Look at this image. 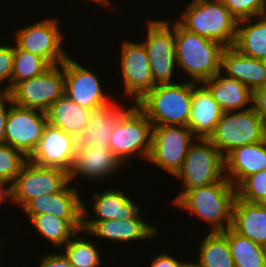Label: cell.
I'll return each instance as SVG.
<instances>
[{
    "label": "cell",
    "instance_id": "6da1fadb",
    "mask_svg": "<svg viewBox=\"0 0 266 267\" xmlns=\"http://www.w3.org/2000/svg\"><path fill=\"white\" fill-rule=\"evenodd\" d=\"M236 187L224 177L217 183L186 190L173 204L200 218L210 232H223L232 227Z\"/></svg>",
    "mask_w": 266,
    "mask_h": 267
},
{
    "label": "cell",
    "instance_id": "7a4b0ae2",
    "mask_svg": "<svg viewBox=\"0 0 266 267\" xmlns=\"http://www.w3.org/2000/svg\"><path fill=\"white\" fill-rule=\"evenodd\" d=\"M177 67L187 73L189 82L203 83L221 71V43L199 36L174 22Z\"/></svg>",
    "mask_w": 266,
    "mask_h": 267
},
{
    "label": "cell",
    "instance_id": "3957f363",
    "mask_svg": "<svg viewBox=\"0 0 266 267\" xmlns=\"http://www.w3.org/2000/svg\"><path fill=\"white\" fill-rule=\"evenodd\" d=\"M136 105L152 126H187L192 105V82L155 85Z\"/></svg>",
    "mask_w": 266,
    "mask_h": 267
},
{
    "label": "cell",
    "instance_id": "277c9868",
    "mask_svg": "<svg viewBox=\"0 0 266 267\" xmlns=\"http://www.w3.org/2000/svg\"><path fill=\"white\" fill-rule=\"evenodd\" d=\"M177 21L188 31L221 43L234 45L238 20L221 0H192Z\"/></svg>",
    "mask_w": 266,
    "mask_h": 267
},
{
    "label": "cell",
    "instance_id": "5b68a950",
    "mask_svg": "<svg viewBox=\"0 0 266 267\" xmlns=\"http://www.w3.org/2000/svg\"><path fill=\"white\" fill-rule=\"evenodd\" d=\"M152 128L146 114L134 104L116 124L109 148L129 168L132 166L129 160L135 155L147 161L151 151Z\"/></svg>",
    "mask_w": 266,
    "mask_h": 267
},
{
    "label": "cell",
    "instance_id": "8992f818",
    "mask_svg": "<svg viewBox=\"0 0 266 267\" xmlns=\"http://www.w3.org/2000/svg\"><path fill=\"white\" fill-rule=\"evenodd\" d=\"M182 181V191L217 183L225 177L224 157L208 138H197L190 146L181 169L174 176Z\"/></svg>",
    "mask_w": 266,
    "mask_h": 267
},
{
    "label": "cell",
    "instance_id": "52a82bcc",
    "mask_svg": "<svg viewBox=\"0 0 266 267\" xmlns=\"http://www.w3.org/2000/svg\"><path fill=\"white\" fill-rule=\"evenodd\" d=\"M265 138L266 128L252 107L223 112L208 137L223 157L237 147L256 144Z\"/></svg>",
    "mask_w": 266,
    "mask_h": 267
},
{
    "label": "cell",
    "instance_id": "ba28073f",
    "mask_svg": "<svg viewBox=\"0 0 266 267\" xmlns=\"http://www.w3.org/2000/svg\"><path fill=\"white\" fill-rule=\"evenodd\" d=\"M168 19L147 20L146 40L142 41L156 85L173 84L177 67L174 22ZM177 68V69H176ZM174 77V78H173Z\"/></svg>",
    "mask_w": 266,
    "mask_h": 267
},
{
    "label": "cell",
    "instance_id": "9c48e42d",
    "mask_svg": "<svg viewBox=\"0 0 266 267\" xmlns=\"http://www.w3.org/2000/svg\"><path fill=\"white\" fill-rule=\"evenodd\" d=\"M197 137L188 126H153L147 162L175 176Z\"/></svg>",
    "mask_w": 266,
    "mask_h": 267
},
{
    "label": "cell",
    "instance_id": "30bf717a",
    "mask_svg": "<svg viewBox=\"0 0 266 267\" xmlns=\"http://www.w3.org/2000/svg\"><path fill=\"white\" fill-rule=\"evenodd\" d=\"M16 30L13 34L14 43L45 59L51 66L62 64L69 55L64 49L65 33L60 30L56 17H46Z\"/></svg>",
    "mask_w": 266,
    "mask_h": 267
},
{
    "label": "cell",
    "instance_id": "8fae6325",
    "mask_svg": "<svg viewBox=\"0 0 266 267\" xmlns=\"http://www.w3.org/2000/svg\"><path fill=\"white\" fill-rule=\"evenodd\" d=\"M63 64L54 65L34 78L17 83L7 95L14 105L46 111L64 95Z\"/></svg>",
    "mask_w": 266,
    "mask_h": 267
},
{
    "label": "cell",
    "instance_id": "7c38bea8",
    "mask_svg": "<svg viewBox=\"0 0 266 267\" xmlns=\"http://www.w3.org/2000/svg\"><path fill=\"white\" fill-rule=\"evenodd\" d=\"M69 182V172L56 167H41L28 160L11 184V203L22 208L37 196L61 191Z\"/></svg>",
    "mask_w": 266,
    "mask_h": 267
},
{
    "label": "cell",
    "instance_id": "4fadbf2b",
    "mask_svg": "<svg viewBox=\"0 0 266 267\" xmlns=\"http://www.w3.org/2000/svg\"><path fill=\"white\" fill-rule=\"evenodd\" d=\"M120 47V74L124 85L123 96L136 104L156 84L150 69L146 49L142 42L123 40Z\"/></svg>",
    "mask_w": 266,
    "mask_h": 267
},
{
    "label": "cell",
    "instance_id": "5bb4252c",
    "mask_svg": "<svg viewBox=\"0 0 266 267\" xmlns=\"http://www.w3.org/2000/svg\"><path fill=\"white\" fill-rule=\"evenodd\" d=\"M62 64L65 78L64 95L71 101L94 111L113 100V96L103 90L97 72L80 65L70 56Z\"/></svg>",
    "mask_w": 266,
    "mask_h": 267
},
{
    "label": "cell",
    "instance_id": "9a60e30c",
    "mask_svg": "<svg viewBox=\"0 0 266 267\" xmlns=\"http://www.w3.org/2000/svg\"><path fill=\"white\" fill-rule=\"evenodd\" d=\"M46 125L47 116L44 111L12 104L6 121L5 144L29 158L35 151Z\"/></svg>",
    "mask_w": 266,
    "mask_h": 267
},
{
    "label": "cell",
    "instance_id": "2e32d148",
    "mask_svg": "<svg viewBox=\"0 0 266 267\" xmlns=\"http://www.w3.org/2000/svg\"><path fill=\"white\" fill-rule=\"evenodd\" d=\"M71 181L59 192L45 194L29 200L22 208V213L30 220L35 215L52 214L67 220L77 231H82L83 200L76 186Z\"/></svg>",
    "mask_w": 266,
    "mask_h": 267
},
{
    "label": "cell",
    "instance_id": "e0dca14e",
    "mask_svg": "<svg viewBox=\"0 0 266 267\" xmlns=\"http://www.w3.org/2000/svg\"><path fill=\"white\" fill-rule=\"evenodd\" d=\"M76 138L47 123L35 151L28 160L41 167H56L67 172L73 167Z\"/></svg>",
    "mask_w": 266,
    "mask_h": 267
},
{
    "label": "cell",
    "instance_id": "ac0fdd59",
    "mask_svg": "<svg viewBox=\"0 0 266 267\" xmlns=\"http://www.w3.org/2000/svg\"><path fill=\"white\" fill-rule=\"evenodd\" d=\"M82 230L87 237L110 242L130 243L153 239L158 234L156 226L142 219L141 212L131 219H112L98 222H82ZM88 234V235H87ZM120 241V242H119Z\"/></svg>",
    "mask_w": 266,
    "mask_h": 267
},
{
    "label": "cell",
    "instance_id": "d6986e66",
    "mask_svg": "<svg viewBox=\"0 0 266 267\" xmlns=\"http://www.w3.org/2000/svg\"><path fill=\"white\" fill-rule=\"evenodd\" d=\"M121 168L127 169V167H123V164L109 147L77 146L69 179L71 182H74L77 177L87 178L86 180L91 182L105 180L109 176H113L114 173L116 176V172Z\"/></svg>",
    "mask_w": 266,
    "mask_h": 267
},
{
    "label": "cell",
    "instance_id": "ffe728a7",
    "mask_svg": "<svg viewBox=\"0 0 266 267\" xmlns=\"http://www.w3.org/2000/svg\"><path fill=\"white\" fill-rule=\"evenodd\" d=\"M106 191L95 192L92 195L93 218H90L88 205L83 202L82 222H98L112 219H131L134 218L142 207L137 205L129 195L124 193L123 189H105ZM126 194V195H125ZM89 216V217H88ZM88 217V218H87Z\"/></svg>",
    "mask_w": 266,
    "mask_h": 267
},
{
    "label": "cell",
    "instance_id": "44dd1931",
    "mask_svg": "<svg viewBox=\"0 0 266 267\" xmlns=\"http://www.w3.org/2000/svg\"><path fill=\"white\" fill-rule=\"evenodd\" d=\"M118 101L113 99L107 105L93 111L87 126L76 137V146L109 147L116 124L132 107L131 103L129 107L123 105L122 101H119V103Z\"/></svg>",
    "mask_w": 266,
    "mask_h": 267
},
{
    "label": "cell",
    "instance_id": "7402d4cb",
    "mask_svg": "<svg viewBox=\"0 0 266 267\" xmlns=\"http://www.w3.org/2000/svg\"><path fill=\"white\" fill-rule=\"evenodd\" d=\"M220 72L238 80L252 92L266 84L265 60L243 55L233 46L224 48Z\"/></svg>",
    "mask_w": 266,
    "mask_h": 267
},
{
    "label": "cell",
    "instance_id": "603a6c76",
    "mask_svg": "<svg viewBox=\"0 0 266 267\" xmlns=\"http://www.w3.org/2000/svg\"><path fill=\"white\" fill-rule=\"evenodd\" d=\"M266 170V138L233 149L224 157V174L237 187L246 177Z\"/></svg>",
    "mask_w": 266,
    "mask_h": 267
},
{
    "label": "cell",
    "instance_id": "cb8c5ba5",
    "mask_svg": "<svg viewBox=\"0 0 266 267\" xmlns=\"http://www.w3.org/2000/svg\"><path fill=\"white\" fill-rule=\"evenodd\" d=\"M223 111L202 84L192 82V105L188 127L197 138H208L214 131Z\"/></svg>",
    "mask_w": 266,
    "mask_h": 267
},
{
    "label": "cell",
    "instance_id": "d4e9b609",
    "mask_svg": "<svg viewBox=\"0 0 266 267\" xmlns=\"http://www.w3.org/2000/svg\"><path fill=\"white\" fill-rule=\"evenodd\" d=\"M202 84L208 89L223 112L252 107V91L238 80L227 77L221 72Z\"/></svg>",
    "mask_w": 266,
    "mask_h": 267
},
{
    "label": "cell",
    "instance_id": "484cf974",
    "mask_svg": "<svg viewBox=\"0 0 266 267\" xmlns=\"http://www.w3.org/2000/svg\"><path fill=\"white\" fill-rule=\"evenodd\" d=\"M239 235L266 247V206L236 198L231 227Z\"/></svg>",
    "mask_w": 266,
    "mask_h": 267
},
{
    "label": "cell",
    "instance_id": "4316f807",
    "mask_svg": "<svg viewBox=\"0 0 266 267\" xmlns=\"http://www.w3.org/2000/svg\"><path fill=\"white\" fill-rule=\"evenodd\" d=\"M45 113L49 125L57 127L76 138L87 126L93 110L80 106L66 95H63Z\"/></svg>",
    "mask_w": 266,
    "mask_h": 267
},
{
    "label": "cell",
    "instance_id": "83f0119b",
    "mask_svg": "<svg viewBox=\"0 0 266 267\" xmlns=\"http://www.w3.org/2000/svg\"><path fill=\"white\" fill-rule=\"evenodd\" d=\"M233 47L243 55L265 60L266 15L239 20Z\"/></svg>",
    "mask_w": 266,
    "mask_h": 267
},
{
    "label": "cell",
    "instance_id": "f1b7e54d",
    "mask_svg": "<svg viewBox=\"0 0 266 267\" xmlns=\"http://www.w3.org/2000/svg\"><path fill=\"white\" fill-rule=\"evenodd\" d=\"M222 233L227 237L235 267H266V247L239 235L232 228Z\"/></svg>",
    "mask_w": 266,
    "mask_h": 267
},
{
    "label": "cell",
    "instance_id": "f546056e",
    "mask_svg": "<svg viewBox=\"0 0 266 267\" xmlns=\"http://www.w3.org/2000/svg\"><path fill=\"white\" fill-rule=\"evenodd\" d=\"M202 267H235L227 237L222 232H209L198 245Z\"/></svg>",
    "mask_w": 266,
    "mask_h": 267
},
{
    "label": "cell",
    "instance_id": "4dcf8cb0",
    "mask_svg": "<svg viewBox=\"0 0 266 267\" xmlns=\"http://www.w3.org/2000/svg\"><path fill=\"white\" fill-rule=\"evenodd\" d=\"M29 222L42 238L49 241L53 248H61L78 232L67 220L52 214L33 216ZM35 227V228H34Z\"/></svg>",
    "mask_w": 266,
    "mask_h": 267
},
{
    "label": "cell",
    "instance_id": "1f68e13d",
    "mask_svg": "<svg viewBox=\"0 0 266 267\" xmlns=\"http://www.w3.org/2000/svg\"><path fill=\"white\" fill-rule=\"evenodd\" d=\"M82 232V233H81ZM84 230L78 231L63 247V254L73 267L103 266L98 244L84 239ZM83 235V236H81Z\"/></svg>",
    "mask_w": 266,
    "mask_h": 267
},
{
    "label": "cell",
    "instance_id": "d6a6232c",
    "mask_svg": "<svg viewBox=\"0 0 266 267\" xmlns=\"http://www.w3.org/2000/svg\"><path fill=\"white\" fill-rule=\"evenodd\" d=\"M51 65L38 55L19 48L14 43V65L10 80V90L24 80L44 73Z\"/></svg>",
    "mask_w": 266,
    "mask_h": 267
},
{
    "label": "cell",
    "instance_id": "836d02e7",
    "mask_svg": "<svg viewBox=\"0 0 266 267\" xmlns=\"http://www.w3.org/2000/svg\"><path fill=\"white\" fill-rule=\"evenodd\" d=\"M27 161L28 158L21 151L9 144H1L0 179L11 185Z\"/></svg>",
    "mask_w": 266,
    "mask_h": 267
},
{
    "label": "cell",
    "instance_id": "e575fe53",
    "mask_svg": "<svg viewBox=\"0 0 266 267\" xmlns=\"http://www.w3.org/2000/svg\"><path fill=\"white\" fill-rule=\"evenodd\" d=\"M237 198L248 203L266 202V170L246 177L236 187Z\"/></svg>",
    "mask_w": 266,
    "mask_h": 267
},
{
    "label": "cell",
    "instance_id": "d590c367",
    "mask_svg": "<svg viewBox=\"0 0 266 267\" xmlns=\"http://www.w3.org/2000/svg\"><path fill=\"white\" fill-rule=\"evenodd\" d=\"M221 2L238 21L266 15V0H221Z\"/></svg>",
    "mask_w": 266,
    "mask_h": 267
},
{
    "label": "cell",
    "instance_id": "8d00e7d4",
    "mask_svg": "<svg viewBox=\"0 0 266 267\" xmlns=\"http://www.w3.org/2000/svg\"><path fill=\"white\" fill-rule=\"evenodd\" d=\"M14 65V45L0 43V84L3 82L7 84L0 85V90L6 94L10 91V80L13 72ZM3 88H2V87Z\"/></svg>",
    "mask_w": 266,
    "mask_h": 267
},
{
    "label": "cell",
    "instance_id": "74e56055",
    "mask_svg": "<svg viewBox=\"0 0 266 267\" xmlns=\"http://www.w3.org/2000/svg\"><path fill=\"white\" fill-rule=\"evenodd\" d=\"M252 108L266 128V84L252 92Z\"/></svg>",
    "mask_w": 266,
    "mask_h": 267
},
{
    "label": "cell",
    "instance_id": "f35d334b",
    "mask_svg": "<svg viewBox=\"0 0 266 267\" xmlns=\"http://www.w3.org/2000/svg\"><path fill=\"white\" fill-rule=\"evenodd\" d=\"M40 258L39 267H73L63 252H45Z\"/></svg>",
    "mask_w": 266,
    "mask_h": 267
},
{
    "label": "cell",
    "instance_id": "ab89813d",
    "mask_svg": "<svg viewBox=\"0 0 266 267\" xmlns=\"http://www.w3.org/2000/svg\"><path fill=\"white\" fill-rule=\"evenodd\" d=\"M12 104V100L7 94L0 99V145L5 143L6 121Z\"/></svg>",
    "mask_w": 266,
    "mask_h": 267
},
{
    "label": "cell",
    "instance_id": "60d3db41",
    "mask_svg": "<svg viewBox=\"0 0 266 267\" xmlns=\"http://www.w3.org/2000/svg\"><path fill=\"white\" fill-rule=\"evenodd\" d=\"M180 264L181 259H176L175 256L169 255V253L164 251V253L161 252L152 258L150 267H180Z\"/></svg>",
    "mask_w": 266,
    "mask_h": 267
},
{
    "label": "cell",
    "instance_id": "b9f144b4",
    "mask_svg": "<svg viewBox=\"0 0 266 267\" xmlns=\"http://www.w3.org/2000/svg\"><path fill=\"white\" fill-rule=\"evenodd\" d=\"M7 201L11 203V185L0 179V205Z\"/></svg>",
    "mask_w": 266,
    "mask_h": 267
},
{
    "label": "cell",
    "instance_id": "7bdbcfd3",
    "mask_svg": "<svg viewBox=\"0 0 266 267\" xmlns=\"http://www.w3.org/2000/svg\"><path fill=\"white\" fill-rule=\"evenodd\" d=\"M180 267H202L200 262H191L190 261H185V260H181V264Z\"/></svg>",
    "mask_w": 266,
    "mask_h": 267
},
{
    "label": "cell",
    "instance_id": "ee69618b",
    "mask_svg": "<svg viewBox=\"0 0 266 267\" xmlns=\"http://www.w3.org/2000/svg\"><path fill=\"white\" fill-rule=\"evenodd\" d=\"M89 1H91V0H89ZM91 2L97 3V4L101 5V7H105V8H109L113 4L111 0H92Z\"/></svg>",
    "mask_w": 266,
    "mask_h": 267
},
{
    "label": "cell",
    "instance_id": "f6af8a7d",
    "mask_svg": "<svg viewBox=\"0 0 266 267\" xmlns=\"http://www.w3.org/2000/svg\"><path fill=\"white\" fill-rule=\"evenodd\" d=\"M6 93L0 90V99L5 95Z\"/></svg>",
    "mask_w": 266,
    "mask_h": 267
},
{
    "label": "cell",
    "instance_id": "bcb514c9",
    "mask_svg": "<svg viewBox=\"0 0 266 267\" xmlns=\"http://www.w3.org/2000/svg\"><path fill=\"white\" fill-rule=\"evenodd\" d=\"M1 242H0V247L2 246L1 244H2V240H0ZM2 257L0 258V264L2 263L1 261H2Z\"/></svg>",
    "mask_w": 266,
    "mask_h": 267
}]
</instances>
